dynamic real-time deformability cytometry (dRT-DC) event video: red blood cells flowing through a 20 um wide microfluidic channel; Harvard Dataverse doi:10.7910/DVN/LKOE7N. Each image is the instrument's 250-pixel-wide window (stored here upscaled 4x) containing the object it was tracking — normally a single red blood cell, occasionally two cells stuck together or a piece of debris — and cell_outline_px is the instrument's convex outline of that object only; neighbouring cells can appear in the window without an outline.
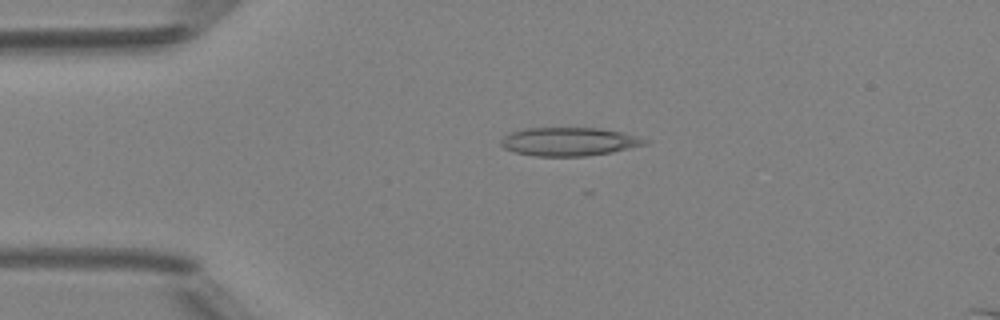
{"species": "Egyptian fruit bat (a non-hibernating species)", "species_latin": "Rousettus aegyptiacus", "temperature_condition": "room temperature", "stored_images_in_passage": 5, "camera_frame_rate_fps": 3000, "um_per_image_px": 0.085, "animal": {"sex": "female"}, "frame": {"image": 1, "passage_image": 4, "time_ms": 3.333, "image_size_px": [1000, 320], "cell_outline_px": [[652, 140], [648, 144], [612, 152], [588, 156], [536, 156], [512, 152], [504, 148], [500, 144], [500, 140], [508, 132], [524, 128], [600, 128], [620, 132]], "centroid_in_image_um": [48.35, 12.04], "position_along_channel_um": 36.6, "area_um2": 24.1}}